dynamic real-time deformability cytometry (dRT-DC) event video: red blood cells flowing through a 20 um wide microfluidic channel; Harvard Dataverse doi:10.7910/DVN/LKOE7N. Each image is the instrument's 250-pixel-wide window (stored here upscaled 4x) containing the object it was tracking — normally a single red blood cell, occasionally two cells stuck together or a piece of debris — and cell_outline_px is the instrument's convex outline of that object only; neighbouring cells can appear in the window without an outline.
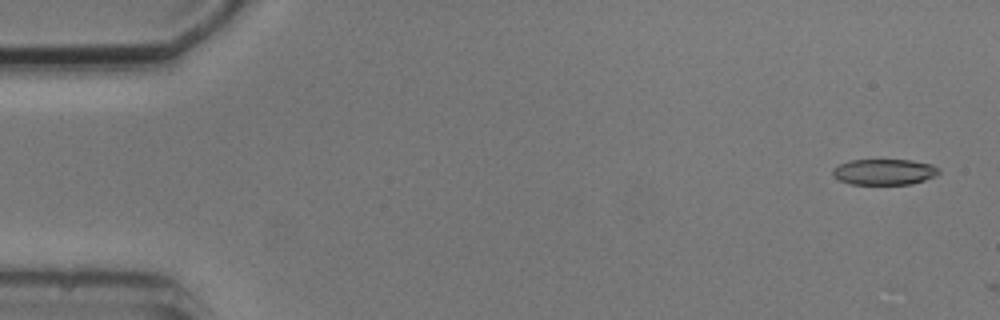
{"species": "common noctule bat (a hibernating species)", "species_latin": "Nyctalus noctula", "temperature_condition": "cold", "stored_images_in_passage": 7, "camera_frame_rate_fps": 3000, "um_per_image_px": 0.085, "animal": {"sex": "male", "body_mass_g": 20.5, "forearm_length_mm": 52.5}, "frame": {"image": 1, "passage_image": 1, "time_ms": 0.0, "image_size_px": [1000, 320], "cell_outline_px": [[940, 172], [936, 176], [912, 184], [848, 184], [832, 176], [832, 168], [840, 164], [852, 160], [912, 160], [932, 164], [940, 168]], "centroid_in_image_um": [75.17, 14.61], "position_along_channel_um": 9.8, "area_um2": 16.13}}
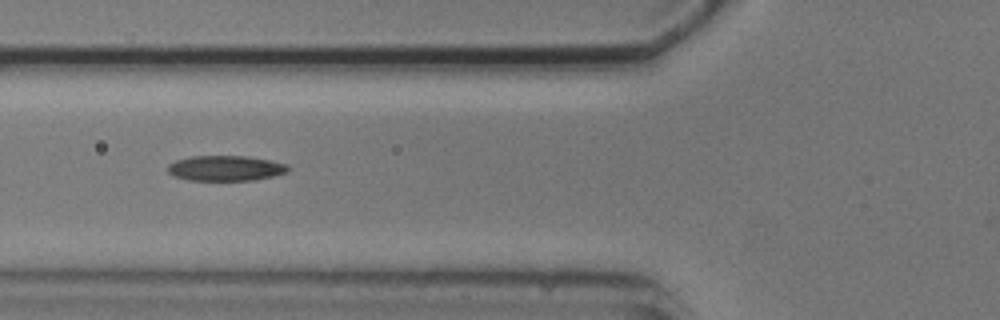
{"frame": {"image": 2, "passage_image": 5, "time_ms": 6.0, "image_size_px": [1000, 320], "cell_outline_px": [[288, 172], [272, 176], [252, 180], [188, 180], [176, 176], [168, 172], [168, 164], [176, 160], [192, 156], [248, 156], [288, 164]], "centroid_in_image_um": [19.17, 14.29], "position_along_channel_um": 106.6, "area_um2": 17.57}}
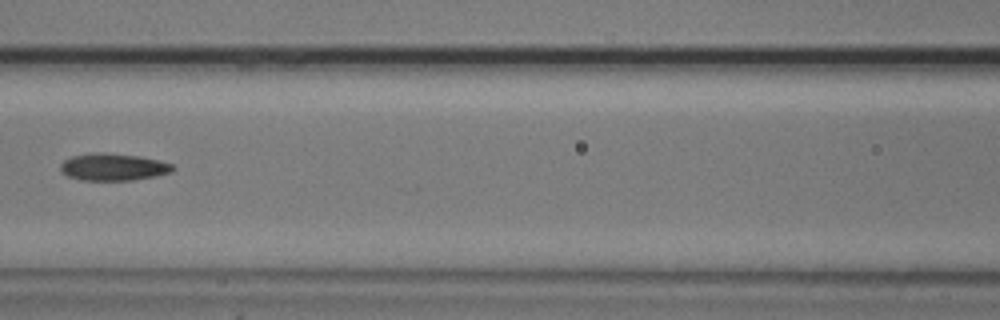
{"frame": {"image": 3, "passage_image": 6, "time_ms": 7.333, "image_size_px": [1000, 320], "cell_outline_px": [[176, 168], [172, 172], [156, 176], [132, 180], [80, 180], [68, 176], [60, 168], [60, 164], [64, 160], [72, 156], [92, 152], [104, 152], [140, 156], [160, 160], [172, 164]], "centroid_in_image_um": [9.65, 14.18], "position_along_channel_um": 156.9, "area_um2": 17.92}}